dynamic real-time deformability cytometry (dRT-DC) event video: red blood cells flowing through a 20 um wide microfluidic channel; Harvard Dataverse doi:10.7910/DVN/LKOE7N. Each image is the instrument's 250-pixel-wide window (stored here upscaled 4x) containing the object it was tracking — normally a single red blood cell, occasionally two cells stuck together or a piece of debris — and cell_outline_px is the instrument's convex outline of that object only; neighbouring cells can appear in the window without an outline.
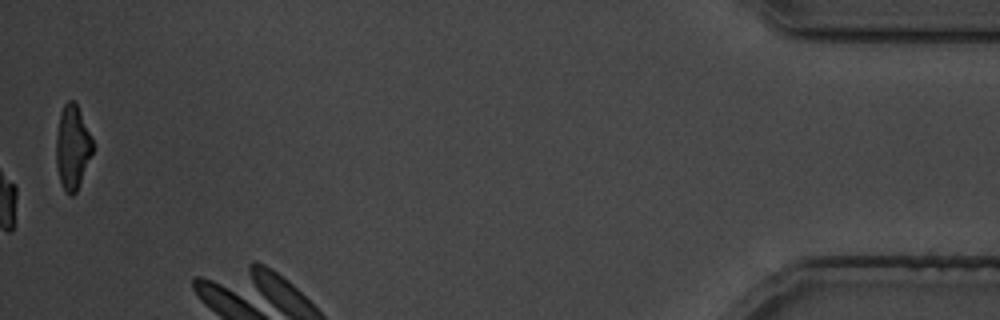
{"species": "common noctule bat (a hibernating species)", "species_latin": "Nyctalus noctula", "temperature_condition": "cold", "stored_images_in_passage": 25, "camera_frame_rate_fps": 3000, "um_per_image_px": 0.085, "animal": {"sex": "male", "body_mass_g": 19.5, "forearm_length_mm": 54.6}, "frame": {"image": 1, "passage_image": 25, "time_ms": 29.0, "image_size_px": [1000, 320], "cell_outline_px": [[92, 152], [76, 192], [72, 196], [68, 196], [64, 192], [60, 180], [56, 164], [56, 136], [60, 112], [64, 104], [68, 100], [72, 100], [76, 104], [80, 112], [92, 140]], "centroid_in_image_um": [6.12, 12.54], "position_along_channel_um": 429.1, "area_um2": 17.57}}